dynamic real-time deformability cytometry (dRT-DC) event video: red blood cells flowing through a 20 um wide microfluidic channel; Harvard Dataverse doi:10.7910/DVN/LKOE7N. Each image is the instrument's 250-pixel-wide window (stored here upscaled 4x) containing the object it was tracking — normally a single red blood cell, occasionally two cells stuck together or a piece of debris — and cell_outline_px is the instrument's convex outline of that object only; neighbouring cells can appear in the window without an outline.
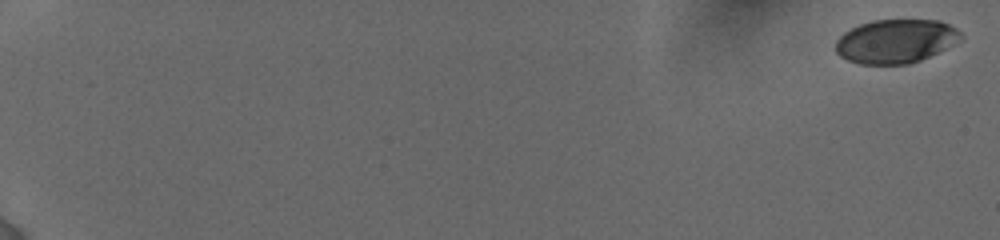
{"species": "human", "species_latin": "Homo sapiens", "temperature_condition": "cold", "stored_images_in_passage": 25, "camera_frame_rate_fps": 3000, "um_per_image_px": 0.085, "donor": {"sex": "female"}, "frame": {"image": 1, "passage_image": 1, "time_ms": 0.0, "image_size_px": [1000, 240], "cell_outline_px": [[964, 36], [956, 44], [920, 60], [908, 64], [860, 64], [848, 60], [840, 56], [836, 52], [836, 40], [844, 32], [860, 24], [872, 20], [940, 20], [956, 28]], "centroid_in_image_um": [76.16, 3.5], "position_along_channel_um": 8.8, "area_um2": 32.02}}
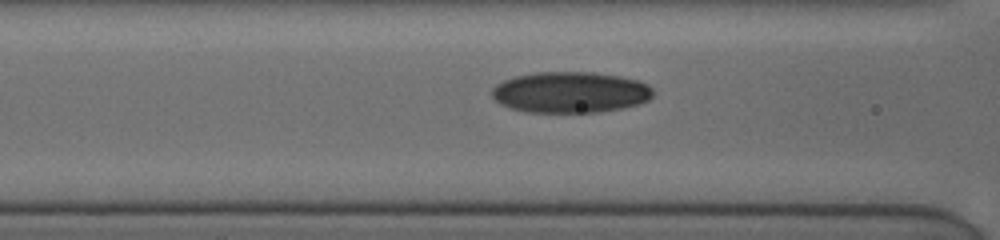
{"frame": {"image": 2, "passage_image": 18, "time_ms": 8.667, "image_size_px": [1000, 240], "cell_outline_px": [[652, 96], [648, 100], [624, 108], [596, 112], [524, 112], [508, 108], [500, 104], [492, 96], [492, 88], [496, 84], [504, 80], [516, 76], [536, 72], [592, 72], [620, 76], [636, 80], [648, 84], [652, 88]], "centroid_in_image_um": [48.45, 7.84], "position_along_channel_um": 118.2, "area_um2": 38.61}}
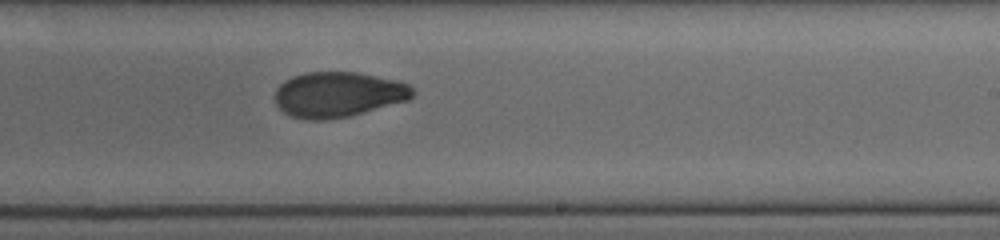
{"frame": {"image": 3, "passage_image": 25, "time_ms": 12.333, "image_size_px": [1000, 240], "cell_outline_px": [[416, 92], [408, 100], [348, 116], [328, 120], [308, 120], [292, 116], [284, 112], [276, 104], [276, 88], [284, 80], [292, 76], [304, 72], [356, 72], [396, 80], [408, 84]], "centroid_in_image_um": [28.73, 8.02], "position_along_channel_um": 260.3, "area_um2": 36.24}}